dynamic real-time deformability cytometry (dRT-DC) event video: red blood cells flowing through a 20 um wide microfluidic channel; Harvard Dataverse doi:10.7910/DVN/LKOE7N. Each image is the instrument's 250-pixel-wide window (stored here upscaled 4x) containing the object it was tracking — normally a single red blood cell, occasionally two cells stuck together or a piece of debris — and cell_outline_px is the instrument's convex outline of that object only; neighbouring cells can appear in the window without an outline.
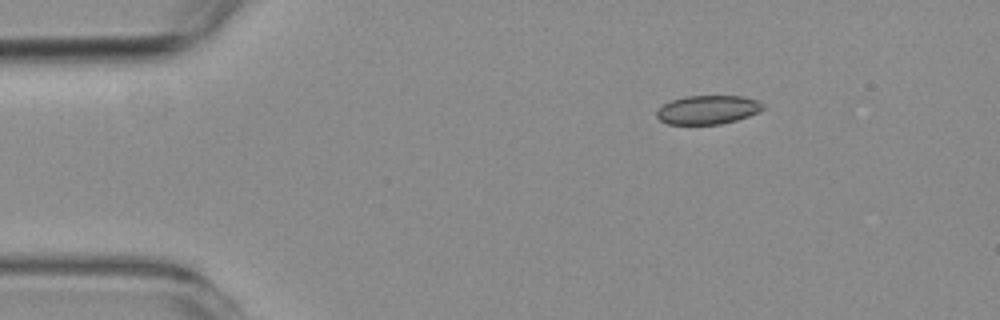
{"species": "common noctule bat (a hibernating species)", "species_latin": "Nyctalus noctula", "temperature_condition": "room temperature", "stored_images_in_passage": 50, "camera_frame_rate_fps": 3000, "um_per_image_px": 0.085, "animal": {"sex": "female", "body_mass_g": 19.3, "forearm_length_mm": 54.1}, "frame": {"image": 1, "passage_image": 1, "time_ms": 0.0, "image_size_px": [1000, 320], "cell_outline_px": [[764, 108], [748, 116], [736, 120], [720, 124], [668, 124], [660, 120], [656, 116], [656, 112], [664, 104], [672, 100], [684, 96], [740, 96], [756, 100], [764, 104]], "centroid_in_image_um": [60.14, 9.33], "position_along_channel_um": 24.9, "area_um2": 17.63}}
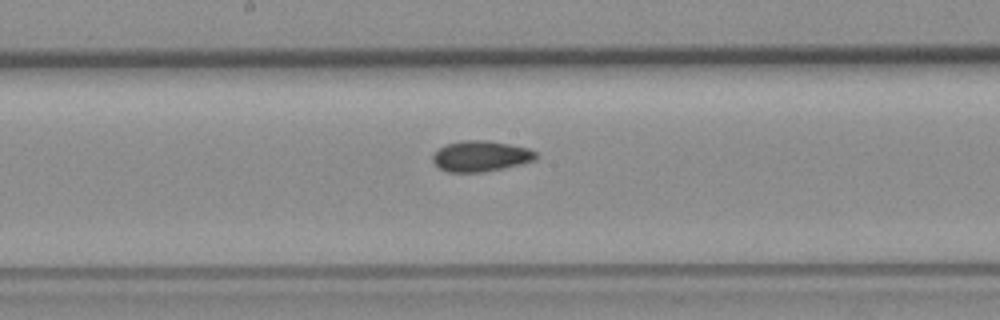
{"frame": {"image": 2, "passage_image": 22, "time_ms": 7.0, "image_size_px": [1000, 320], "cell_outline_px": [[536, 160], [504, 168], [484, 172], [448, 172], [440, 168], [432, 160], [432, 156], [440, 148], [448, 144], [464, 140], [488, 140], [528, 148], [536, 152]], "centroid_in_image_um": [40.88, 13.28], "position_along_channel_um": 207.3, "area_um2": 18.32}}
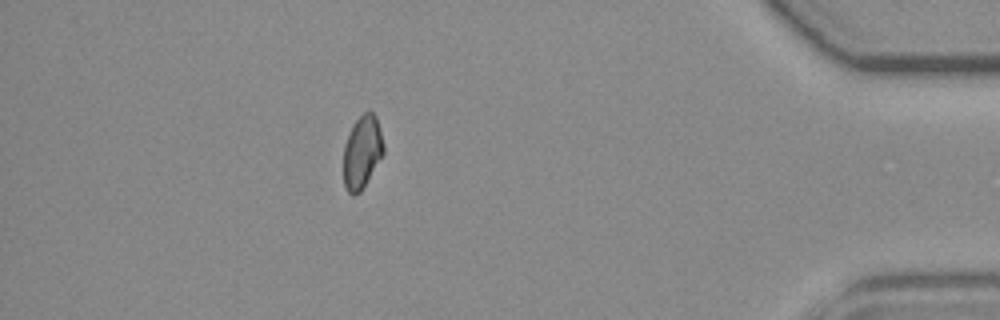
{"frame": {"image": 3, "passage_image": 43, "time_ms": 14.0, "image_size_px": [1000, 320], "cell_outline_px": [[384, 152], [360, 192], [352, 196], [344, 188], [344, 144], [352, 124], [364, 112], [372, 112], [376, 116], [380, 128], [384, 144]], "centroid_in_image_um": [30.77, 12.91], "position_along_channel_um": 404.4, "area_um2": 16.94}, "authors_computed_cell_mechanics": {"area_um2": 18.2937, "velocity_mm_per_s": 3.552, "shape_relaxation_time_tau1_ms": null, "shape_relaxation_time_tau2_ms": 6.1252, "deformation_change_tau1": null, "deformation_change_tau2": 0.1076}}